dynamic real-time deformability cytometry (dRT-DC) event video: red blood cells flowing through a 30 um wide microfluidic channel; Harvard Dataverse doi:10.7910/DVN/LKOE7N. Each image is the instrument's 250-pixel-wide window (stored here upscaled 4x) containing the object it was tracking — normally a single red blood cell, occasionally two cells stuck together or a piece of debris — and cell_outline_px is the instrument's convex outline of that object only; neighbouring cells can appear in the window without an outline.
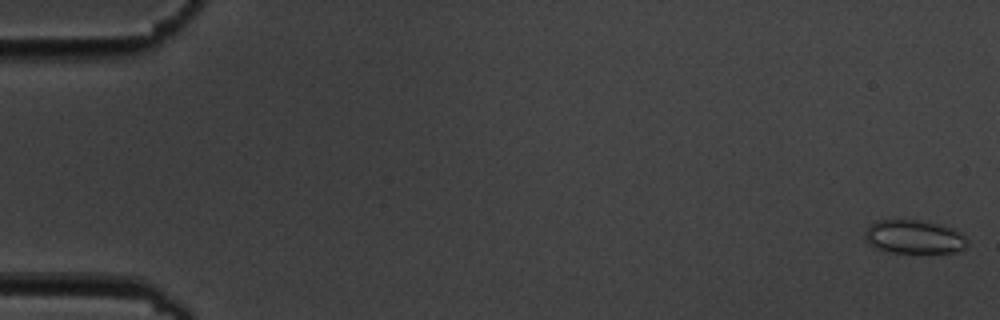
{"species": "common noctule bat (a hibernating species)", "species_latin": "Nyctalus noctula", "temperature_condition": "cold", "stored_images_in_passage": 6, "camera_frame_rate_fps": 3000, "um_per_image_px": 0.085, "animal": {"sex": "male", "body_mass_g": 19.5, "forearm_length_mm": 54.6}, "frame": {"image": 1, "passage_image": 1, "time_ms": 0.0, "image_size_px": [1000, 320], "cell_outline_px": [[968, 244], [964, 248], [952, 252], [892, 252], [876, 248], [868, 244], [864, 240], [864, 232], [868, 224], [876, 220], [924, 220], [952, 228], [960, 232], [968, 240]], "centroid_in_image_um": [77.64, 20.11], "position_along_channel_um": 7.4, "area_um2": 20.17}}
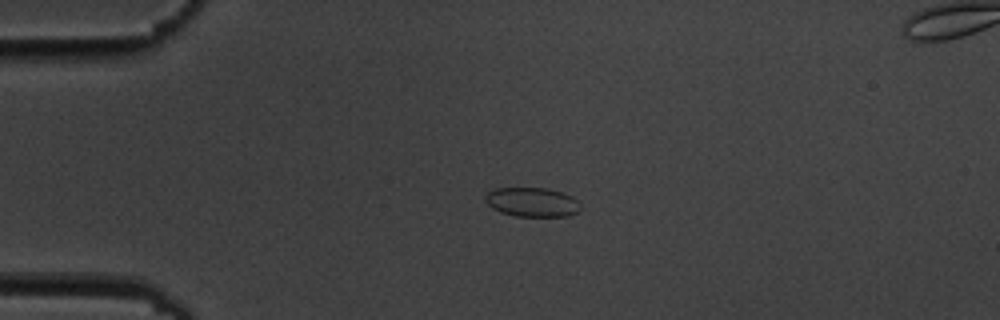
{"frame": {"image": 2, "passage_image": 4, "time_ms": 4.333, "image_size_px": [1000, 320], "cell_outline_px": [[580, 208], [576, 212], [568, 216], [516, 216], [500, 212], [492, 208], [484, 200], [484, 196], [492, 188], [548, 188], [572, 196], [580, 204]], "centroid_in_image_um": [45.19, 17.17], "position_along_channel_um": 39.8, "area_um2": 16.24}}